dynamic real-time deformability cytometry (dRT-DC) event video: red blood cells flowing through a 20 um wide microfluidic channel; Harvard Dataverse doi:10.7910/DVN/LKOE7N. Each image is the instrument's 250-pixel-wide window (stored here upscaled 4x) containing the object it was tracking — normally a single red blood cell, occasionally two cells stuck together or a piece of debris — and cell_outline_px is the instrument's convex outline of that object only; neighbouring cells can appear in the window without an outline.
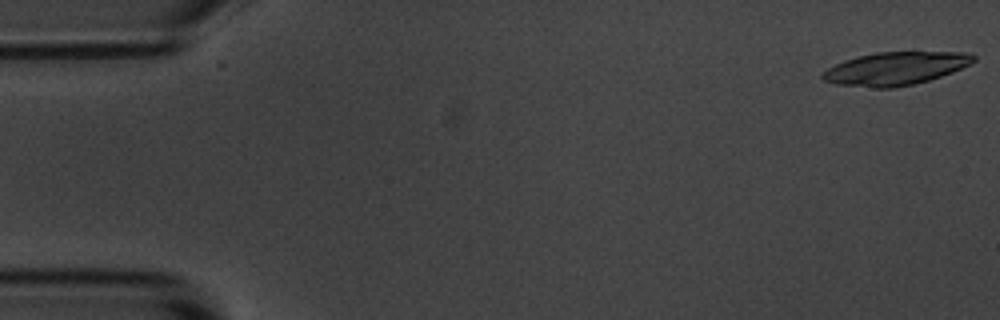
{"species": "common noctule bat (a hibernating species)", "species_latin": "Nyctalus noctula", "temperature_condition": "room temperature", "stored_images_in_passage": 2, "camera_frame_rate_fps": 3000, "um_per_image_px": 0.085, "animal": {"sex": "male", "body_mass_g": 20.1, "forearm_length_mm": 53.5}, "frame": {"image": 1, "passage_image": 1, "time_ms": 0.0, "image_size_px": [1000, 320], "cell_outline_px": [[976, 60], [952, 72], [928, 80], [912, 84], [892, 88], [876, 88], [836, 84], [824, 80], [820, 76], [828, 68], [844, 60], [856, 56], [876, 52], [968, 52], [976, 56]], "centroid_in_image_um": [76.1, 5.81], "position_along_channel_um": 8.9, "area_um2": 28.84}}